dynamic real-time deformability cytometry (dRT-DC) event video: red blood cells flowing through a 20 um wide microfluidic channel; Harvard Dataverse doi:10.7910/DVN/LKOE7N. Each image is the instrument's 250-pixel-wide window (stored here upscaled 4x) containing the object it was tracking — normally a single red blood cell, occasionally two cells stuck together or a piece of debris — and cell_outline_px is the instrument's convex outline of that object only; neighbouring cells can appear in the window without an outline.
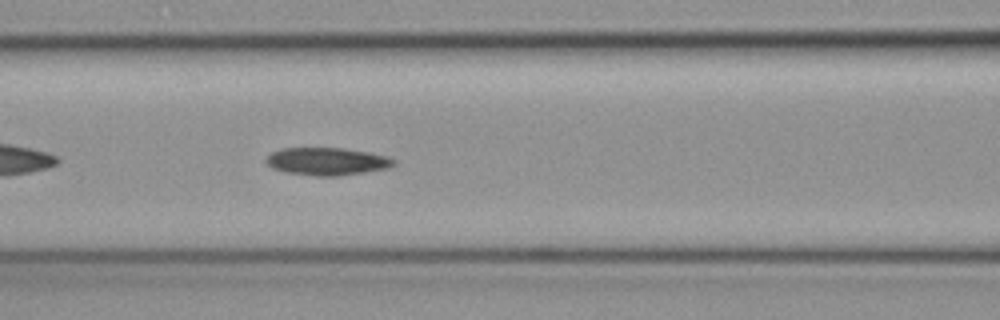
{"species": "common noctule bat (a hibernating species)", "species_latin": "Nyctalus noctula", "temperature_condition": "cold", "stored_images_in_passage": 37, "camera_frame_rate_fps": 3000, "um_per_image_px": 0.085, "animal": {"sex": "female", "body_mass_g": 19.3, "forearm_length_mm": 54.1}, "frame": {"image": 1, "passage_image": 11, "time_ms": 3.333, "image_size_px": [1000, 320], "cell_outline_px": [[396, 164], [388, 168], [340, 176], [316, 176], [284, 172], [272, 168], [264, 160], [272, 152], [284, 148], [344, 148], [368, 152], [384, 156], [396, 160]], "centroid_in_image_um": [27.78, 13.72], "position_along_channel_um": 138.8, "area_um2": 20.52}}
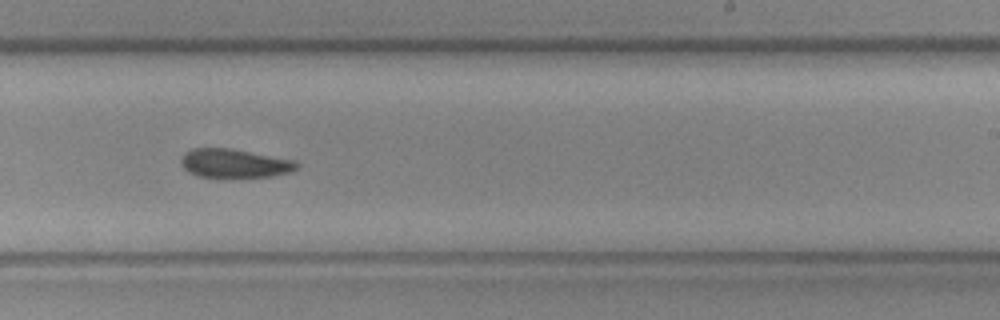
{"frame": {"image": 2, "passage_image": 22, "time_ms": 7.0, "image_size_px": [1000, 320], "cell_outline_px": [[300, 164], [292, 172], [272, 176], [196, 176], [188, 172], [180, 164], [180, 160], [184, 152], [192, 148], [232, 148], [296, 160]], "centroid_in_image_um": [19.93, 13.86], "position_along_channel_um": 269.1, "area_um2": 19.42}, "authors_computed_cell_mechanics": {"area_um2": 20.1722, "velocity_mm_per_s": 3.5583, "shape_relaxation_time_tau1_ms": 6.3922, "shape_relaxation_time_tau2_ms": 6.4945, "deformation_change_tau1": 0.1475, "deformation_change_tau2": 0.1373}}